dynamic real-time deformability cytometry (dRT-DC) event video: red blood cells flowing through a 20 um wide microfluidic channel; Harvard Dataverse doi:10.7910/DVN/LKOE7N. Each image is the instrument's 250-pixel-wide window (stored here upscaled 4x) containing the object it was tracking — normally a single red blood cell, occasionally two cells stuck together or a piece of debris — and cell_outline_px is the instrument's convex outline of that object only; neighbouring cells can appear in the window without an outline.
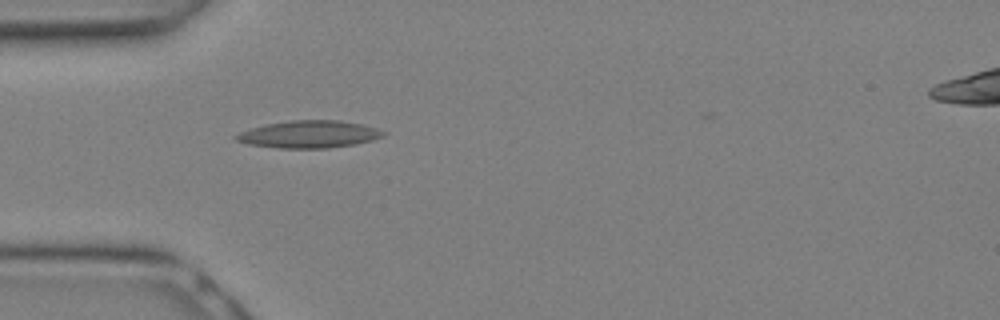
{"species": "Egyptian fruit bat (a non-hibernating species)", "species_latin": "Rousettus aegyptiacus", "temperature_condition": "warm", "stored_images_in_passage": 4, "camera_frame_rate_fps": 3000, "um_per_image_px": 0.085, "animal": {"sex": "female"}, "frame": {"image": 1, "passage_image": 4, "time_ms": 1.0, "image_size_px": [1000, 320], "cell_outline_px": [[388, 132], [384, 136], [372, 140], [356, 144], [328, 148], [280, 148], [248, 144], [236, 140], [232, 136], [240, 132], [252, 128], [268, 124], [292, 120], [340, 120], [360, 124], [376, 128]], "centroid_in_image_um": [26.3, 11.42], "position_along_channel_um": 58.7, "area_um2": 23.35}}